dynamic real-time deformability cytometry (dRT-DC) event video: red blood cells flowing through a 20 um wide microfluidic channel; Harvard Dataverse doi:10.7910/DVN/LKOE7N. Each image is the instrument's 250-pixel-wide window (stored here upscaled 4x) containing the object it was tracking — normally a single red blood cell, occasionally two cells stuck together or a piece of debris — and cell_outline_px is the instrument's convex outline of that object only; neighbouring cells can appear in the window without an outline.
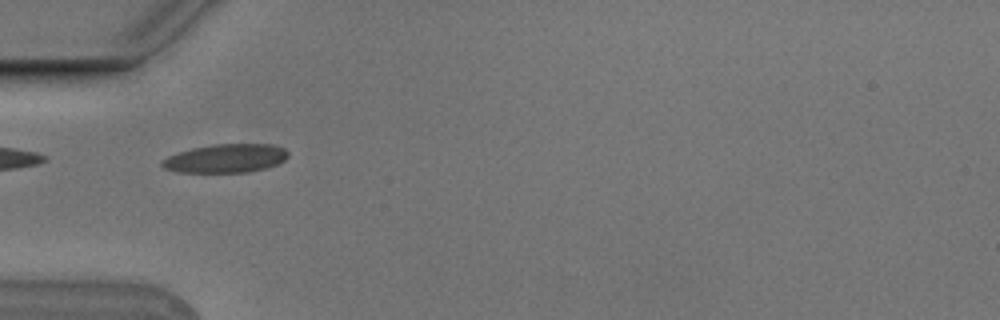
{"species": "Egyptian fruit bat (a non-hibernating species)", "species_latin": "Rousettus aegyptiacus", "temperature_condition": "cold", "stored_images_in_passage": 8, "camera_frame_rate_fps": 3000, "um_per_image_px": 0.085, "animal": {"sex": "male"}, "frame": {"image": 1, "passage_image": 6, "time_ms": 1.667, "image_size_px": [1000, 320], "cell_outline_px": [[288, 156], [284, 160], [276, 164], [264, 168], [248, 172], [176, 172], [164, 168], [160, 164], [160, 160], [168, 156], [192, 148], [212, 144], [272, 144], [284, 148], [288, 152]], "centroid_in_image_um": [19.16, 13.45], "position_along_channel_um": 65.8, "area_um2": 20.98}}
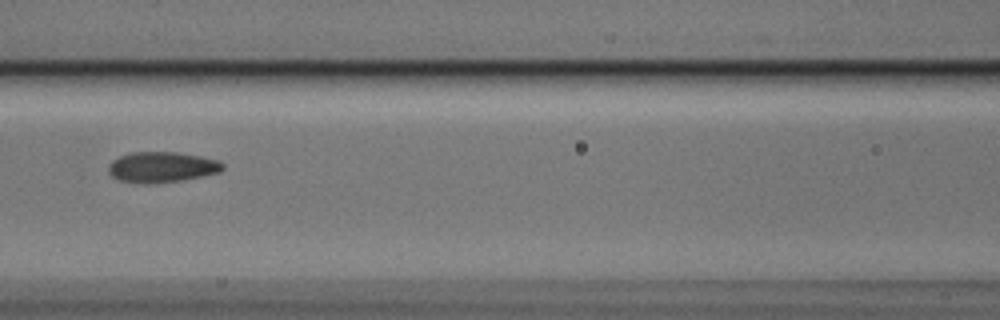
{"frame": {"image": 2, "passage_image": 8, "time_ms": 2.333, "image_size_px": [1000, 320], "cell_outline_px": [[224, 168], [220, 172], [180, 180], [120, 180], [112, 176], [108, 172], [108, 164], [112, 160], [120, 156], [132, 152], [176, 152], [200, 156], [220, 160], [224, 164]], "centroid_in_image_um": [13.8, 14.14], "position_along_channel_um": 152.8, "area_um2": 19.42}}